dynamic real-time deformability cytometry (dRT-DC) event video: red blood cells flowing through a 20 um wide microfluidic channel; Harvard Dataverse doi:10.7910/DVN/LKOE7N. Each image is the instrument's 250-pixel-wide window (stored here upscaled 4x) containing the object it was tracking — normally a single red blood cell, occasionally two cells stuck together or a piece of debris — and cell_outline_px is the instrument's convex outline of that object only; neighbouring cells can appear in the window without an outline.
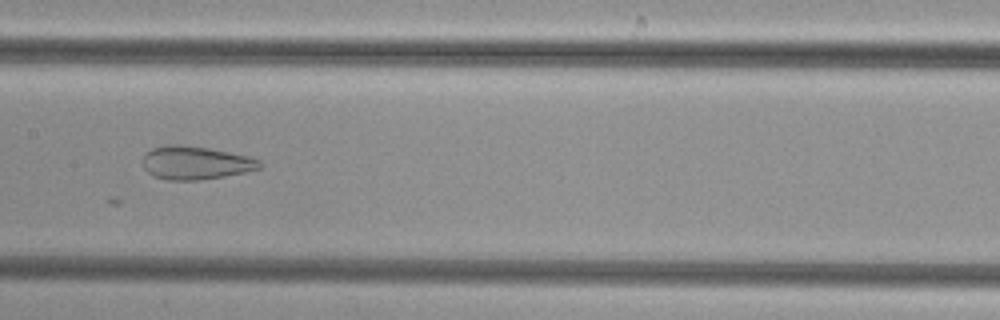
{"species": "common noctule bat (a hibernating species)", "species_latin": "Nyctalus noctula", "temperature_condition": "cold", "stored_images_in_passage": 44, "camera_frame_rate_fps": 3000, "um_per_image_px": 0.085, "animal": {"sex": "female", "body_mass_g": 29.2, "forearm_length_mm": 56.3}, "frame": {"image": 1, "passage_image": 19, "time_ms": 6.0, "image_size_px": [1000, 320], "cell_outline_px": [[260, 168], [244, 172], [224, 176], [200, 180], [168, 180], [152, 176], [144, 168], [144, 156], [152, 148], [164, 144], [180, 144], [208, 148], [248, 156], [260, 160]], "centroid_in_image_um": [16.59, 13.83], "position_along_channel_um": 190.8, "area_um2": 22.54}}
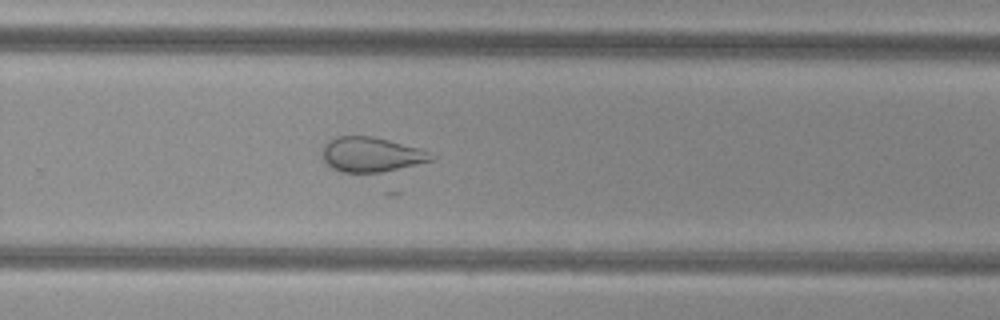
{"frame": {"image": 2, "passage_image": 27, "time_ms": 8.667, "image_size_px": [1000, 320], "cell_outline_px": [[440, 156], [432, 160], [380, 172], [340, 172], [324, 164], [320, 156], [320, 152], [324, 144], [328, 140], [336, 136], [372, 136], [420, 148]], "centroid_in_image_um": [31.49, 13.12], "position_along_channel_um": 298.3, "area_um2": 22.31}}